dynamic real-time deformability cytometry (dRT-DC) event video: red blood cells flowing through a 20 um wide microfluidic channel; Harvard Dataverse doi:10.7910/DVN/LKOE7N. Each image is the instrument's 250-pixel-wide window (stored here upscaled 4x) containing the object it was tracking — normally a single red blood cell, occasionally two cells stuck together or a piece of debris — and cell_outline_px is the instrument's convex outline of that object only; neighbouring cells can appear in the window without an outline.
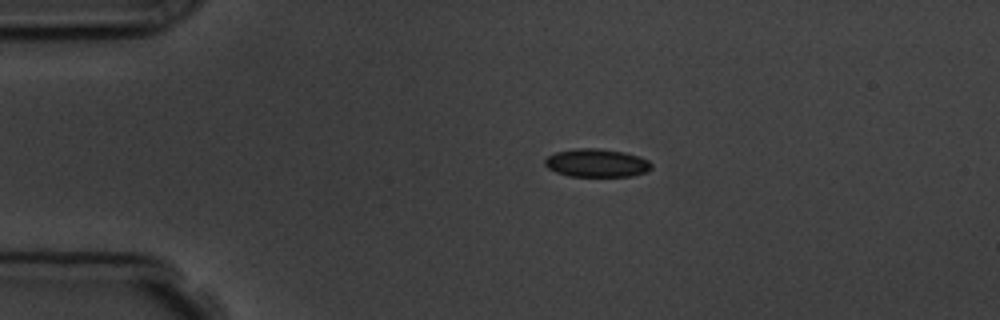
{"species": "common noctule bat (a hibernating species)", "species_latin": "Nyctalus noctula", "temperature_condition": "room temperature", "stored_images_in_passage": 5, "camera_frame_rate_fps": 3000, "um_per_image_px": 0.085, "animal": {"sex": "male", "body_mass_g": 19.5, "forearm_length_mm": 54.6}, "frame": {"image": 1, "passage_image": 2, "time_ms": 1.333, "image_size_px": [1000, 320], "cell_outline_px": [[652, 168], [648, 172], [632, 176], [568, 176], [556, 172], [548, 168], [544, 164], [544, 160], [548, 156], [556, 152], [572, 148], [600, 148], [624, 152], [640, 156], [648, 160], [652, 164]], "centroid_in_image_um": [50.73, 13.85], "position_along_channel_um": 34.3, "area_um2": 17.74}}
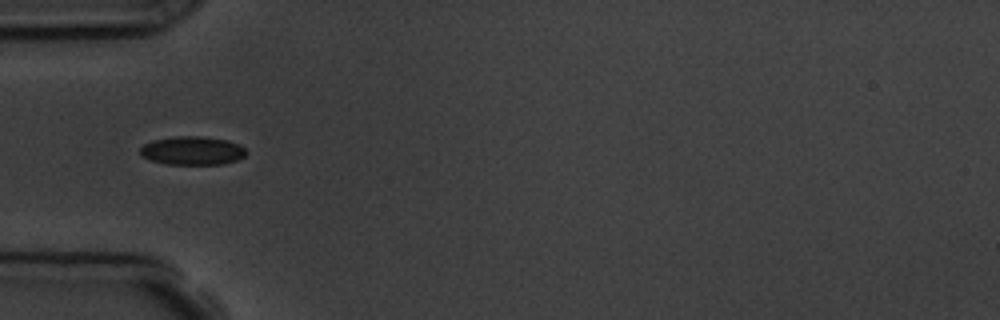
{"frame": {"image": 2, "passage_image": 3, "time_ms": 3.333, "image_size_px": [1000, 320], "cell_outline_px": [[248, 152], [244, 156], [236, 160], [224, 164], [164, 164], [152, 160], [144, 156], [140, 152], [140, 148], [144, 144], [152, 140], [176, 136], [200, 136], [228, 140], [244, 148]], "centroid_in_image_um": [16.35, 12.8], "position_along_channel_um": 68.6, "area_um2": 17.51}}